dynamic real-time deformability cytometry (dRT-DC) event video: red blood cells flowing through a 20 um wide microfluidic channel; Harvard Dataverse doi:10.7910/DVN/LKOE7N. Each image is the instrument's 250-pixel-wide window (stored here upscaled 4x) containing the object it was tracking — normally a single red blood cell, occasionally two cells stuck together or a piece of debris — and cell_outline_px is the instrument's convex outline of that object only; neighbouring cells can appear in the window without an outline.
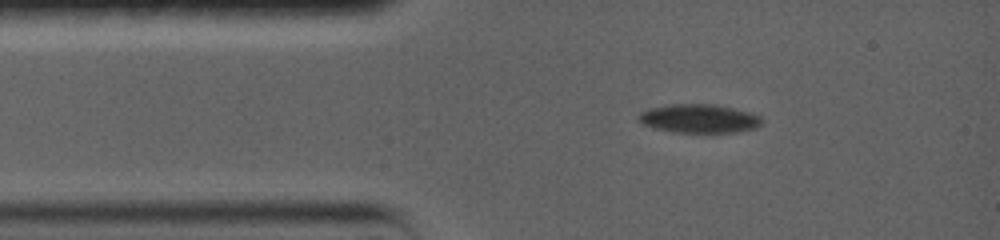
{"species": "common noctule bat (a hibernating species)", "species_latin": "Nyctalus noctula", "temperature_condition": "warm", "stored_images_in_passage": 62, "camera_frame_rate_fps": 5000, "um_per_image_px": 0.085, "animal": {"sex": "female", "body_mass_g": 19.0, "forearm_length_mm": 56.7}, "frame": {"image": 1, "passage_image": 9, "time_ms": 2.0, "image_size_px": [1000, 240], "cell_outline_px": [[760, 124], [752, 128], [736, 132], [716, 136], [672, 132], [656, 128], [644, 124], [640, 120], [640, 116], [644, 112], [652, 108], [684, 104], [700, 104], [728, 108], [760, 116]], "centroid_in_image_um": [59.45, 10.16], "position_along_channel_um": 25.6, "area_um2": 20.23}}
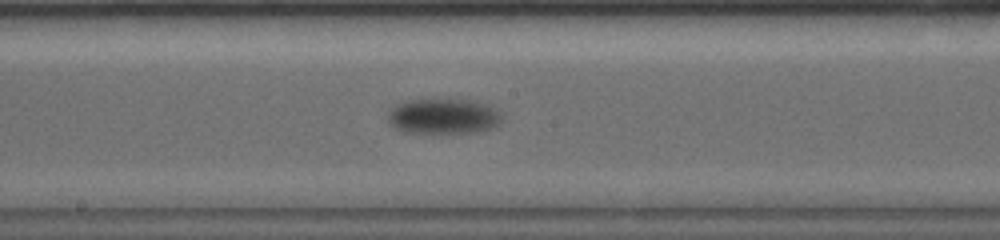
{"frame": {"image": 2, "passage_image": 21, "time_ms": 8.2, "image_size_px": [1000, 240], "cell_outline_px": [[492, 124], [488, 128], [476, 132], [404, 132], [396, 128], [392, 124], [392, 116], [400, 108], [408, 104], [468, 104], [480, 108], [488, 112], [492, 116]], "centroid_in_image_um": [37.52, 10.06], "position_along_channel_um": 210.7, "area_um2": 18.21}}
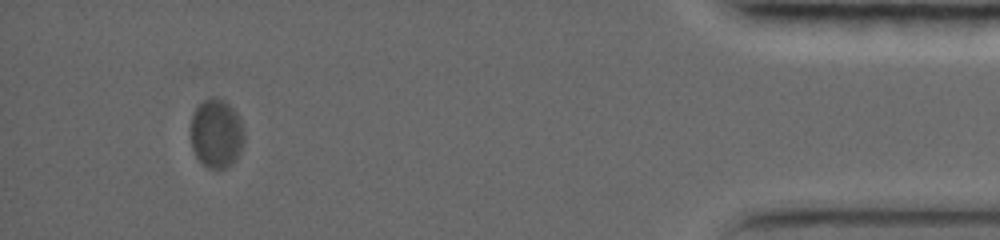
{"frame": {"image": 3, "passage_image": 50, "time_ms": 16.6, "image_size_px": [1000, 240], "cell_outline_px": [[244, 140], [240, 152], [236, 160], [232, 164], [224, 168], [208, 168], [196, 156], [192, 148], [192, 116], [196, 108], [204, 100], [216, 96], [224, 100], [236, 112], [240, 120], [244, 132]], "centroid_in_image_um": [18.41, 11.35], "position_along_channel_um": 416.8, "area_um2": 21.27}, "authors_computed_cell_mechanics": {"area_um2": 21.3282, "velocity_mm_per_s": 3.3942, "shape_relaxation_time_tau1_ms": 2.9757, "shape_relaxation_time_tau2_ms": null, "deformation_change_tau1": 0.0794, "deformation_change_tau2": null}}